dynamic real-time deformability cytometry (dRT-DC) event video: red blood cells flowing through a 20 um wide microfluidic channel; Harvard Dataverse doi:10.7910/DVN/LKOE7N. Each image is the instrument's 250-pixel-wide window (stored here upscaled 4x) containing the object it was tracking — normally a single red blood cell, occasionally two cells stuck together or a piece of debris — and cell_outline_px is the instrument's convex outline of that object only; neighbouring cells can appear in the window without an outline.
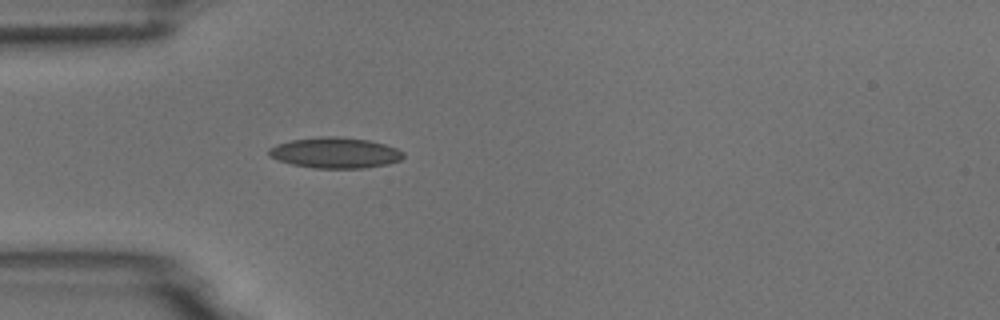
{"species": "common noctule bat (a hibernating species)", "species_latin": "Nyctalus noctula", "temperature_condition": "room temperature", "stored_images_in_passage": 1, "camera_frame_rate_fps": 3000, "um_per_image_px": 0.085, "animal": {"sex": "male", "body_mass_g": 18.8}, "frame": {"image": 1, "passage_image": 1, "time_ms": 0.0, "image_size_px": [1000, 320], "cell_outline_px": [[404, 156], [400, 160], [388, 164], [364, 168], [312, 168], [292, 164], [268, 156], [268, 148], [276, 144], [292, 140], [320, 136], [336, 136], [368, 140], [384, 144], [396, 148], [404, 152]], "centroid_in_image_um": [28.48, 12.98], "position_along_channel_um": 56.5, "area_um2": 24.1}}